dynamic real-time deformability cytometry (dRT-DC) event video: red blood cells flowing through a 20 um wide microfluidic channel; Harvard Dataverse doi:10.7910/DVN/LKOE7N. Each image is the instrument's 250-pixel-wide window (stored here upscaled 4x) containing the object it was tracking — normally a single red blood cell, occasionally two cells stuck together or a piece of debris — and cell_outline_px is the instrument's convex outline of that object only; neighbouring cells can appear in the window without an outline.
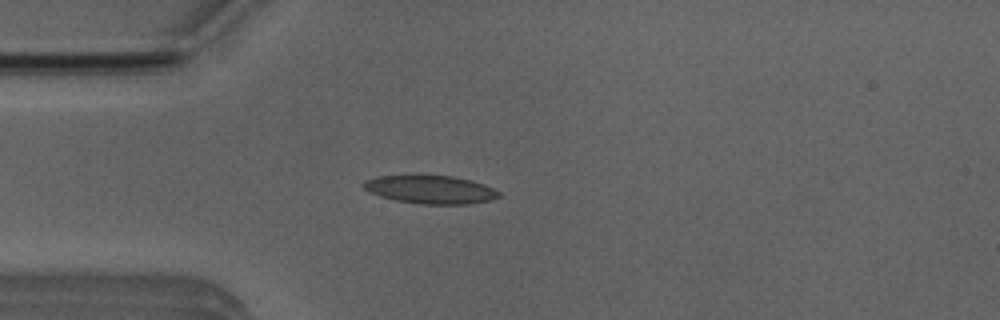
{"species": "Egyptian fruit bat (a non-hibernating species)", "species_latin": "Rousettus aegyptiacus", "temperature_condition": "room temperature", "stored_images_in_passage": 3, "camera_frame_rate_fps": 3000, "um_per_image_px": 0.085, "animal": {"sex": "male"}, "frame": {"image": 1, "passage_image": 3, "time_ms": 3.0, "image_size_px": [1000, 320], "cell_outline_px": [[500, 196], [488, 200], [468, 204], [420, 204], [396, 200], [380, 196], [368, 192], [360, 184], [364, 180], [376, 176], [412, 172], [452, 176], [484, 184], [500, 192]], "centroid_in_image_um": [36.47, 16.05], "position_along_channel_um": 48.5, "area_um2": 23.12}}